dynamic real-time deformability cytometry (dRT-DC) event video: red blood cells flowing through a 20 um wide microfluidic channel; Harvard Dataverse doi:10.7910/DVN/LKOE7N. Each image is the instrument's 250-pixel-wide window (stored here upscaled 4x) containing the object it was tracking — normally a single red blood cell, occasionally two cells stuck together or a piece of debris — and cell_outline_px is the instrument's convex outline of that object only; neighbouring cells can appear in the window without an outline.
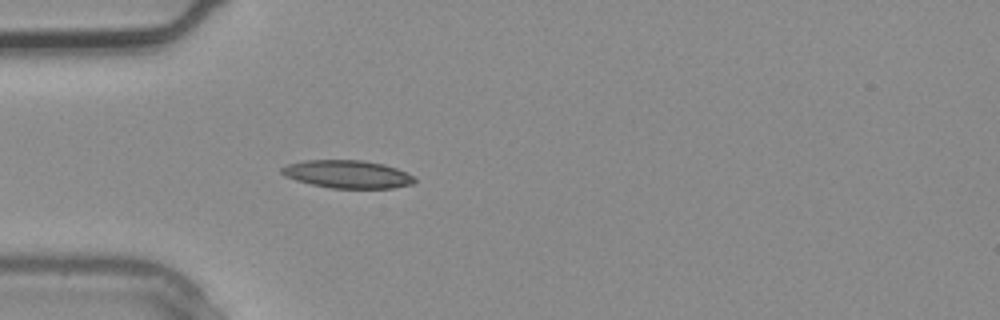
{"species": "common noctule bat (a hibernating species)", "species_latin": "Nyctalus noctula", "temperature_condition": "warm", "stored_images_in_passage": 3, "camera_frame_rate_fps": 3000, "um_per_image_px": 0.085, "animal": {"sex": "male", "body_mass_g": 20.4}, "frame": {"image": 1, "passage_image": 3, "time_ms": 0.667, "image_size_px": [1000, 320], "cell_outline_px": [[416, 180], [412, 184], [392, 188], [332, 188], [312, 184], [296, 180], [284, 176], [280, 172], [280, 168], [288, 164], [304, 160], [360, 160], [384, 164], [396, 168], [416, 176]], "centroid_in_image_um": [29.54, 14.8], "position_along_channel_um": 55.5, "area_um2": 21.62}}